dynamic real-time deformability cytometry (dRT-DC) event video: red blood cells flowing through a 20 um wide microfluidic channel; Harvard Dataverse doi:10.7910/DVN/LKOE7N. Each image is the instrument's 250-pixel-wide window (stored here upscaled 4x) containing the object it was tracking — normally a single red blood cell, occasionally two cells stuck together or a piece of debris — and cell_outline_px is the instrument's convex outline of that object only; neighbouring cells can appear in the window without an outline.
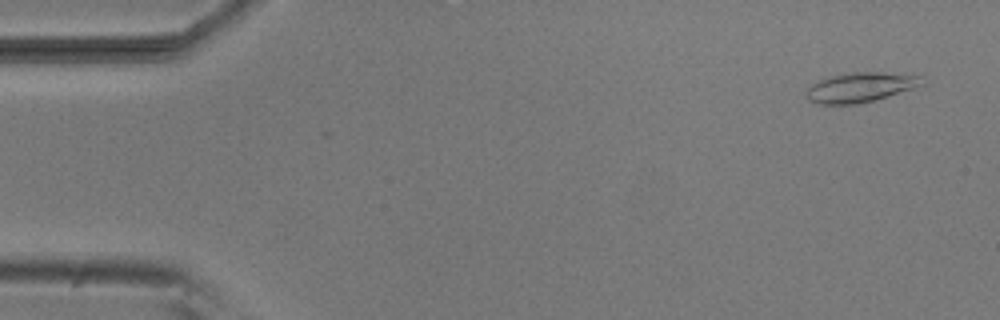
{"species": "common noctule bat (a hibernating species)", "species_latin": "Nyctalus noctula", "temperature_condition": "room temperature", "stored_images_in_passage": 53, "camera_frame_rate_fps": 3000, "um_per_image_px": 0.085, "animal": {"sex": "male", "body_mass_g": 20.5, "forearm_length_mm": 52.5}, "frame": {"image": 1, "passage_image": 3, "time_ms": 0.667, "image_size_px": [1000, 320], "cell_outline_px": [[924, 84], [876, 100], [856, 104], [816, 104], [808, 100], [808, 88], [812, 84], [820, 80], [832, 76], [852, 72], [884, 72], [920, 76]], "centroid_in_image_um": [73.13, 7.43], "position_along_channel_um": 11.9, "area_um2": 19.71}}
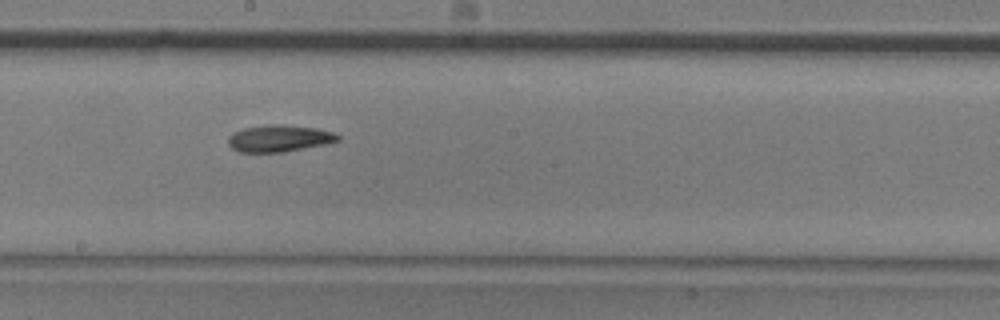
{"frame": {"image": 2, "passage_image": 29, "time_ms": 9.333, "image_size_px": [1000, 320], "cell_outline_px": [[340, 140], [324, 144], [284, 152], [240, 152], [232, 148], [228, 144], [228, 136], [232, 132], [244, 128], [268, 124], [284, 124], [316, 128], [332, 132], [340, 136]], "centroid_in_image_um": [23.7, 11.75], "position_along_channel_um": 224.5, "area_um2": 17.17}}
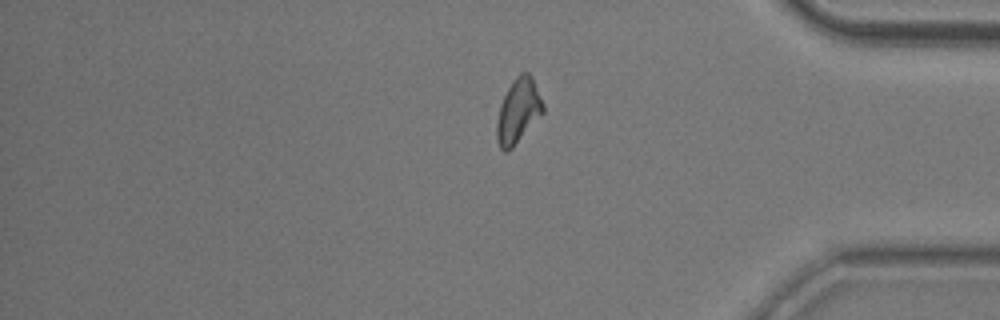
{"frame": {"image": 3, "passage_image": 44, "time_ms": 14.333, "image_size_px": [1000, 320], "cell_outline_px": [[544, 112], [512, 148], [508, 152], [504, 152], [500, 148], [496, 140], [496, 124], [500, 104], [512, 80], [520, 72], [528, 72], [532, 76], [544, 104]], "centroid_in_image_um": [44.04, 9.43], "position_along_channel_um": 391.2, "area_um2": 17.51}, "authors_computed_cell_mechanics": {"area_um2": 17.2244, "velocity_mm_per_s": 3.7949, "shape_relaxation_time_tau1_ms": 8.2752, "shape_relaxation_time_tau2_ms": 7.4045, "deformation_change_tau1": 0.2164, "deformation_change_tau2": 0.1503}}